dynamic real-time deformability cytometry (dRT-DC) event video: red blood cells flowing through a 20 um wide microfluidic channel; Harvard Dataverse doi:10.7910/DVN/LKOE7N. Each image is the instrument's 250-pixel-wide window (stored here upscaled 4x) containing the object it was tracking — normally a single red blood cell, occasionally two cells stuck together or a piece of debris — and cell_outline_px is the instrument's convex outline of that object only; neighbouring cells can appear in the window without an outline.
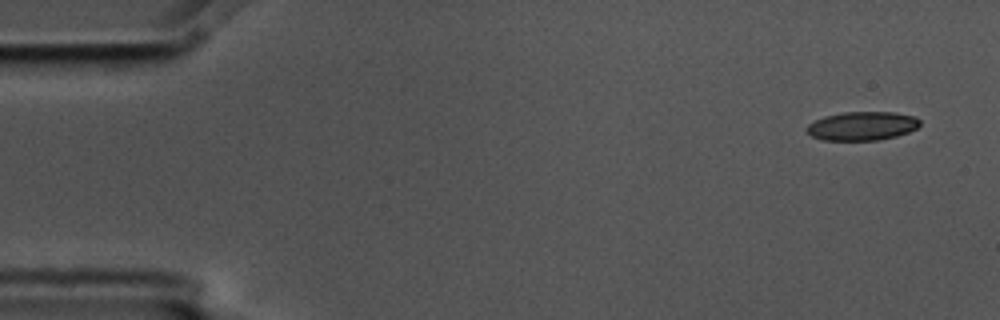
{"species": "common noctule bat (a hibernating species)", "species_latin": "Nyctalus noctula", "temperature_condition": "cold", "stored_images_in_passage": 4, "camera_frame_rate_fps": 3000, "um_per_image_px": 0.085, "animal": {"sex": "male", "body_mass_g": 17.5, "forearm_length_mm": 52.3}, "frame": {"image": 1, "passage_image": 1, "time_ms": 0.0, "image_size_px": [1000, 320], "cell_outline_px": [[920, 124], [916, 128], [908, 132], [896, 136], [876, 140], [824, 140], [812, 136], [808, 132], [808, 124], [824, 116], [844, 112], [896, 112], [916, 116], [920, 120]], "centroid_in_image_um": [73.32, 10.7], "position_along_channel_um": 11.7, "area_um2": 18.84}}